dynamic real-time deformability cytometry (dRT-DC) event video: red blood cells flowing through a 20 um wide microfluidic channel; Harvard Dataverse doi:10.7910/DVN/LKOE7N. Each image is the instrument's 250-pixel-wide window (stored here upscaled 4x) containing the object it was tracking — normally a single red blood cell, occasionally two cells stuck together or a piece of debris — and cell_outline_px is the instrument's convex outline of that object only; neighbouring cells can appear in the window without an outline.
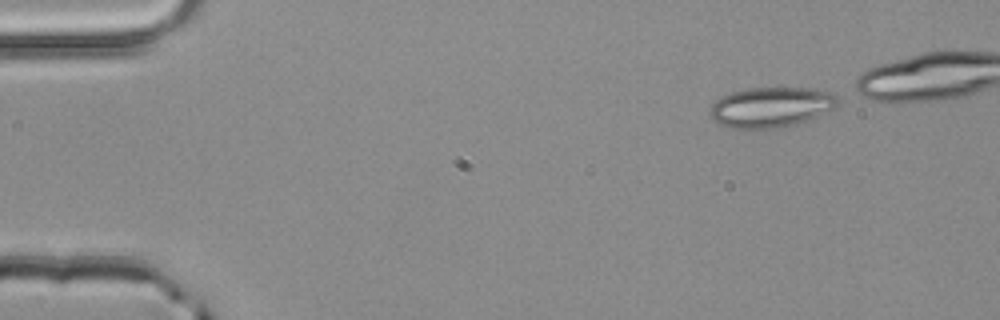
{"species": "common noctule bat (a hibernating species)", "species_latin": "Nyctalus noctula", "temperature_condition": "room temperature", "stored_images_in_passage": 40, "camera_frame_rate_fps": 3000, "um_per_image_px": 0.085, "animal": {"sex": "male", "body_mass_g": 20.4}, "frame": {"image": 1, "passage_image": 1, "time_ms": 0.0, "image_size_px": [1000, 320], "cell_outline_px": [[840, 100], [832, 108], [808, 120], [780, 128], [732, 128], [720, 124], [712, 120], [708, 112], [712, 104], [720, 96], [732, 92], [748, 88], [808, 88], [828, 92], [836, 96]], "centroid_in_image_um": [65.47, 9.11], "position_along_channel_um": 19.5, "area_um2": 29.71}}
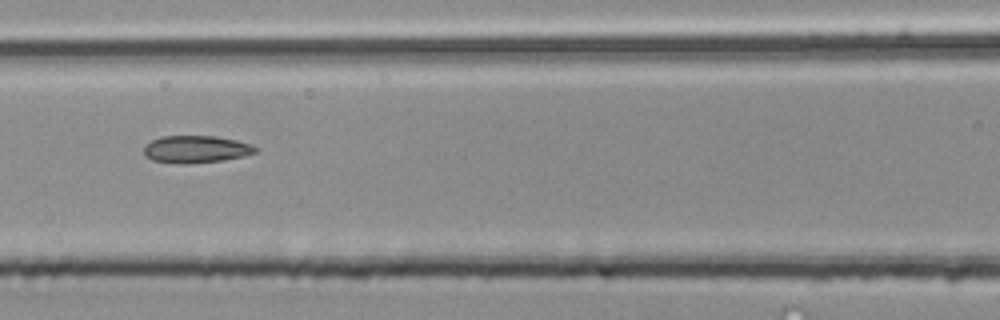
{"frame": {"image": 2, "passage_image": 18, "time_ms": 5.667, "image_size_px": [1000, 320], "cell_outline_px": [[260, 152], [244, 156], [224, 160], [188, 164], [180, 164], [152, 160], [144, 156], [144, 148], [152, 140], [160, 136], [216, 136], [236, 140], [252, 144], [260, 148]], "centroid_in_image_um": [16.72, 12.69], "position_along_channel_um": 149.9, "area_um2": 18.03}}
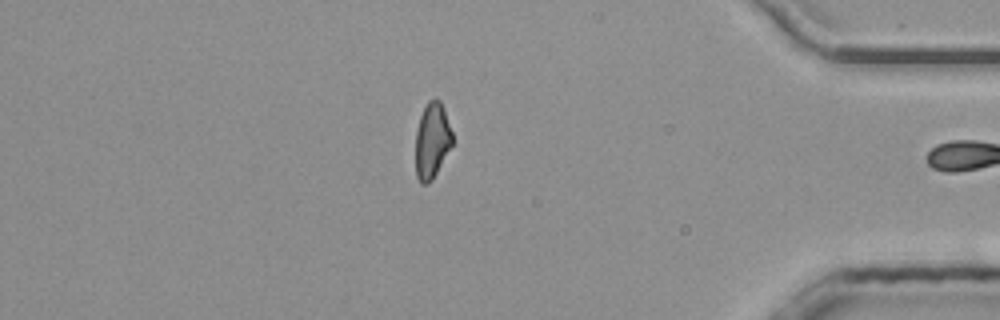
{"frame": {"image": 3, "passage_image": 39, "time_ms": 12.667, "image_size_px": [1000, 320], "cell_outline_px": [[452, 144], [432, 180], [428, 184], [420, 184], [416, 176], [416, 132], [420, 116], [428, 100], [440, 100], [444, 108], [452, 132]], "centroid_in_image_um": [36.71, 11.96], "position_along_channel_um": 398.5, "area_um2": 16.07}, "authors_computed_cell_mechanics": {"area_um2": 17.629, "velocity_mm_per_s": 4.0804, "shape_relaxation_time_tau1_ms": null, "shape_relaxation_time_tau2_ms": 2.2946, "deformation_change_tau1": null, "deformation_change_tau2": 0.1089}}